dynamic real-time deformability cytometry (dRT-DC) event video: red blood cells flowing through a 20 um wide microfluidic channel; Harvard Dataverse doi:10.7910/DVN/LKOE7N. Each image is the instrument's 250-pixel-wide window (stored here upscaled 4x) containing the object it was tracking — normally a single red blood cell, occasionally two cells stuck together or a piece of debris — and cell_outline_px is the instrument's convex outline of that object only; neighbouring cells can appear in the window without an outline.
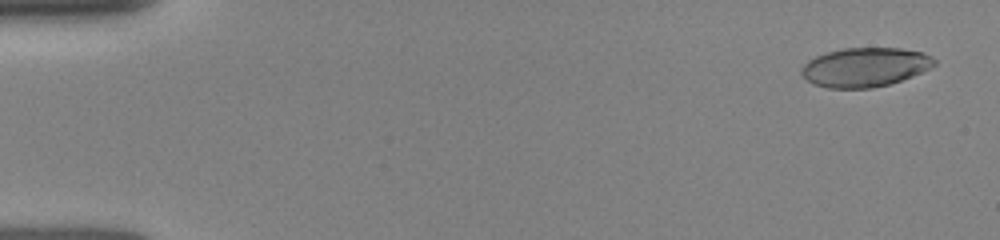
{"species": "human", "species_latin": "Homo sapiens", "temperature_condition": "room temperature", "stored_images_in_passage": 16, "camera_frame_rate_fps": 3000, "um_per_image_px": 0.085, "donor": {"sex": "female"}, "frame": {"image": 1, "passage_image": 2, "time_ms": 0.333, "image_size_px": [1000, 240], "cell_outline_px": [[936, 64], [912, 76], [888, 84], [872, 88], [828, 88], [812, 84], [800, 72], [800, 68], [808, 60], [816, 56], [828, 52], [844, 48], [900, 48], [924, 52], [932, 56], [936, 60]], "centroid_in_image_um": [73.51, 5.7], "position_along_channel_um": 11.5, "area_um2": 30.23}}
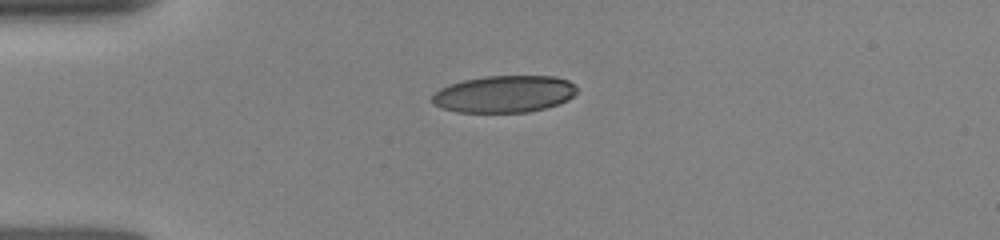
{"frame": {"image": 2, "passage_image": 12, "time_ms": 3.667, "image_size_px": [1000, 240], "cell_outline_px": [[576, 92], [568, 100], [544, 108], [528, 112], [456, 112], [440, 108], [432, 104], [432, 96], [440, 88], [448, 84], [464, 80], [484, 76], [556, 76], [568, 80], [576, 88]], "centroid_in_image_um": [42.81, 7.99], "position_along_channel_um": 42.2, "area_um2": 31.21}}
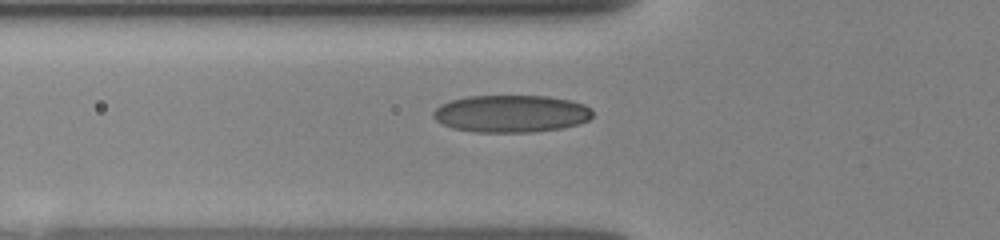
{"frame": {"image": 3, "passage_image": 16, "time_ms": 5.333, "image_size_px": [1000, 240], "cell_outline_px": [[592, 116], [588, 120], [580, 124], [560, 128], [532, 132], [476, 132], [452, 128], [440, 124], [432, 116], [432, 112], [440, 104], [452, 100], [468, 96], [548, 96], [568, 100], [584, 104], [592, 108]], "centroid_in_image_um": [43.43, 9.66], "position_along_channel_um": 82.4, "area_um2": 34.8}}